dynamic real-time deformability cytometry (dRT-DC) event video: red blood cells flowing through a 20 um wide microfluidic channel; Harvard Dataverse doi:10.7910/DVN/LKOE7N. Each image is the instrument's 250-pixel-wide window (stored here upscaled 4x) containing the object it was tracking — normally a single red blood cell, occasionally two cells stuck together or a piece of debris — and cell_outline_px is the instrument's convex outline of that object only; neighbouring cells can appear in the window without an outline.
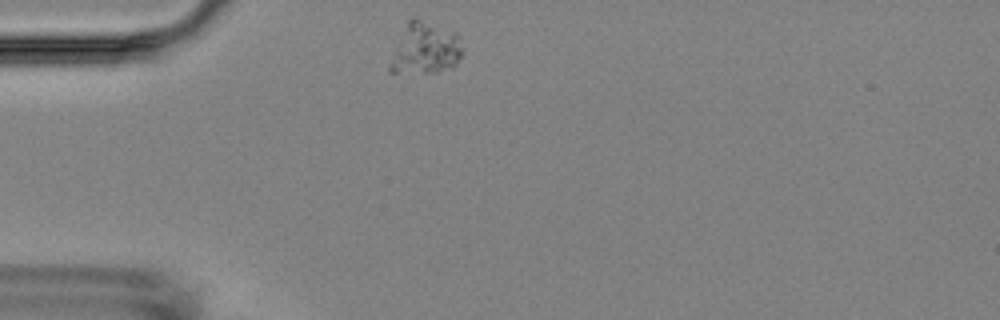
{"species": "Egyptian fruit bat (a non-hibernating species)", "species_latin": "Rousettus aegyptiacus", "temperature_condition": "room temperature", "stored_images_in_passage": 4, "camera_frame_rate_fps": 3000, "um_per_image_px": 0.085, "animal": {"sex": "female"}, "frame": {"image": 1, "passage_image": 1, "time_ms": 0.0, "image_size_px": [1000, 320], "cell_outline_px": [[460, 56], [456, 64], [452, 68], [436, 72], [388, 72], [388, 64], [408, 20], [416, 16], [456, 32], [460, 36]], "centroid_in_image_um": [36.14, 4.1], "position_along_channel_um": 48.9, "area_um2": 21.68}}